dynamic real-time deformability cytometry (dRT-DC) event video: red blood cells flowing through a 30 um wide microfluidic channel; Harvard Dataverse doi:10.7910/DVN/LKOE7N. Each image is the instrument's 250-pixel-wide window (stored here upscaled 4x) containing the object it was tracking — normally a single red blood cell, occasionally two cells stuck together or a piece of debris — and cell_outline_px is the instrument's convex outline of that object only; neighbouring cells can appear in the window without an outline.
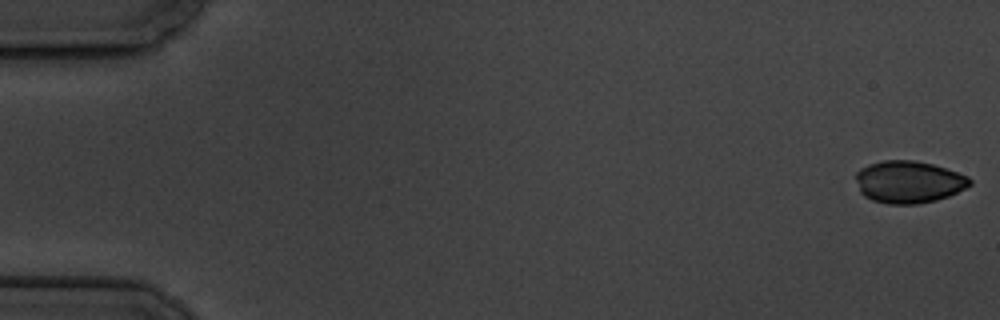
{"species": "common noctule bat (a hibernating species)", "species_latin": "Nyctalus noctula", "temperature_condition": "cold", "stored_images_in_passage": 7, "camera_frame_rate_fps": 3000, "um_per_image_px": 0.085, "animal": {"sex": "male", "body_mass_g": 19.5, "forearm_length_mm": 54.6}, "frame": {"image": 1, "passage_image": 1, "time_ms": 0.0, "image_size_px": [1000, 320], "cell_outline_px": [[972, 184], [968, 188], [948, 196], [936, 200], [916, 204], [888, 204], [872, 200], [864, 196], [860, 192], [856, 180], [856, 172], [860, 168], [868, 164], [884, 160], [916, 160], [932, 164], [968, 176], [972, 180]], "centroid_in_image_um": [77.24, 15.46], "position_along_channel_um": 7.8, "area_um2": 28.21}}
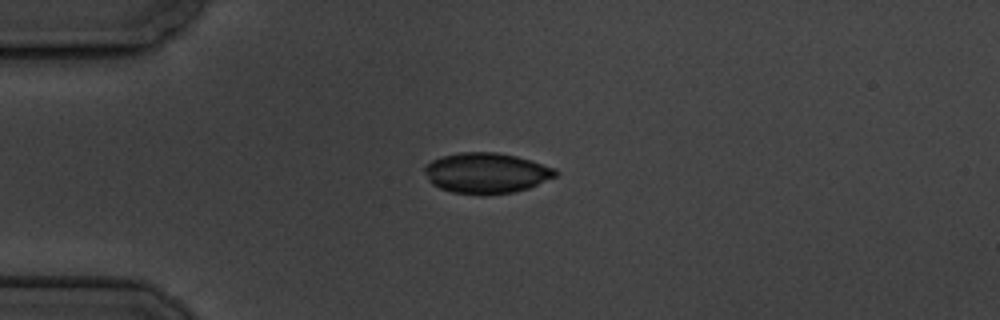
{"frame": {"image": 2, "passage_image": 5, "time_ms": 4.667, "image_size_px": [1000, 320], "cell_outline_px": [[560, 172], [556, 176], [528, 188], [512, 192], [452, 192], [440, 188], [432, 184], [428, 180], [424, 172], [424, 164], [432, 160], [444, 156], [460, 152], [496, 152], [516, 156], [556, 168]], "centroid_in_image_um": [41.33, 14.67], "position_along_channel_um": 43.7, "area_um2": 30.23}}
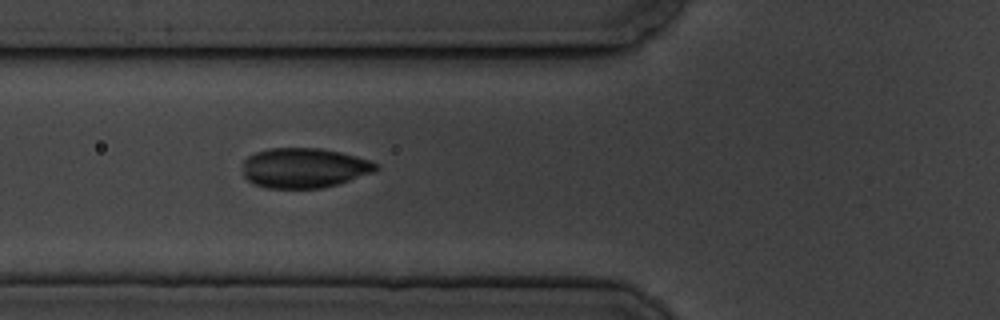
{"frame": {"image": 3, "passage_image": 7, "time_ms": 7.0, "image_size_px": [1000, 320], "cell_outline_px": [[380, 168], [372, 172], [336, 184], [320, 188], [268, 188], [256, 184], [248, 180], [244, 176], [244, 160], [248, 156], [256, 152], [268, 148], [320, 148], [340, 152], [356, 156], [380, 164]], "centroid_in_image_um": [25.85, 14.26], "position_along_channel_um": 100.0, "area_um2": 30.75}}